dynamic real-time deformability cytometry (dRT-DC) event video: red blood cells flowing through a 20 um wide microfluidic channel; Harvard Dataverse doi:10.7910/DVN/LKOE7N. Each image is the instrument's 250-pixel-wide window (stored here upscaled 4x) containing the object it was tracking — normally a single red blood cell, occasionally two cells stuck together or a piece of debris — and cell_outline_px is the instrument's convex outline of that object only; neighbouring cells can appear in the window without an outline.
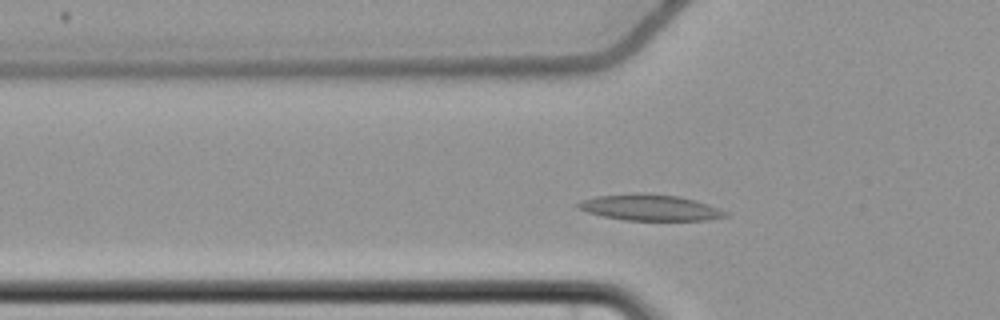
{"species": "common noctule bat (a hibernating species)", "species_latin": "Nyctalus noctula", "temperature_condition": "cold", "stored_images_in_passage": 48, "camera_frame_rate_fps": 3000, "um_per_image_px": 0.085, "animal": {"sex": "female", "body_mass_g": 22.7, "forearm_length_mm": 54.2}, "frame": {"image": 1, "passage_image": 10, "time_ms": 3.0, "image_size_px": [1000, 320], "cell_outline_px": [[728, 216], [708, 220], [624, 220], [604, 216], [588, 212], [576, 208], [576, 204], [580, 200], [596, 196], [636, 192], [644, 192], [680, 196], [708, 204], [728, 212]], "centroid_in_image_um": [55.23, 17.62], "position_along_channel_um": 70.6, "area_um2": 22.6}}
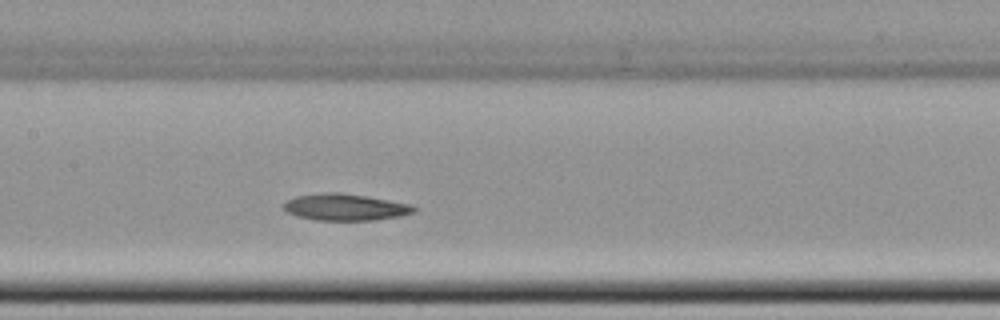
{"frame": {"image": 2, "passage_image": 19, "time_ms": 6.0, "image_size_px": [1000, 320], "cell_outline_px": [[416, 208], [412, 212], [400, 216], [376, 220], [316, 220], [296, 216], [288, 212], [284, 208], [284, 204], [288, 200], [296, 196], [320, 192], [340, 192], [368, 196], [412, 204]], "centroid_in_image_um": [29.35, 17.6], "position_along_channel_um": 178.1, "area_um2": 20.29}}
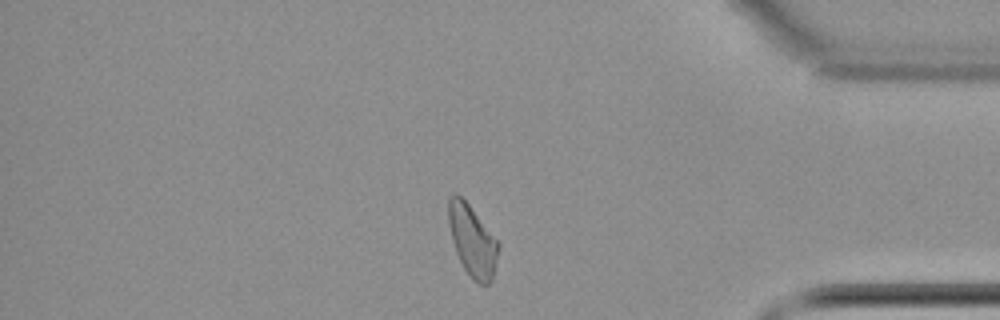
{"frame": {"image": 3, "passage_image": 39, "time_ms": 12.667, "image_size_px": [1000, 320], "cell_outline_px": [[500, 244], [492, 280], [488, 284], [480, 284], [472, 280], [464, 268], [456, 252], [452, 240], [448, 224], [448, 200], [456, 192], [468, 204]], "centroid_in_image_um": [40.14, 20.48], "position_along_channel_um": 395.1, "area_um2": 20.4}, "authors_computed_cell_mechanics": {"area_um2": 20.9236, "velocity_mm_per_s": 3.6403, "shape_relaxation_time_tau1_ms": null, "shape_relaxation_time_tau2_ms": 3.7266, "deformation_change_tau1": null, "deformation_change_tau2": 0.0809}}